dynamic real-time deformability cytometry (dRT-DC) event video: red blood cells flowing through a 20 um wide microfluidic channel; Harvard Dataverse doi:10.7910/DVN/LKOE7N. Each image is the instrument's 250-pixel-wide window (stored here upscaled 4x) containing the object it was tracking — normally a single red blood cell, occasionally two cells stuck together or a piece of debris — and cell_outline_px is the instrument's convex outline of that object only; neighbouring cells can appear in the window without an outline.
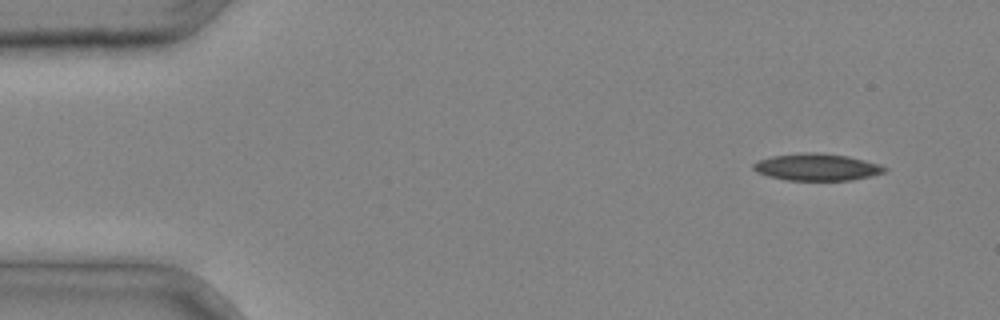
{"species": "common noctule bat (a hibernating species)", "species_latin": "Nyctalus noctula", "temperature_condition": "cold", "stored_images_in_passage": 3, "segment_of_instrument_passage": [2, 2], "camera_frame_rate_fps": 3000, "um_per_image_px": 0.085, "animal": {"sex": "male", "body_mass_g": 20.4}, "frame": {"image": 1, "passage_image": 3, "time_ms": 0.667, "image_size_px": [1000, 320], "cell_outline_px": [[888, 168], [884, 172], [872, 176], [852, 180], [788, 180], [768, 176], [756, 172], [752, 168], [752, 164], [756, 160], [772, 156], [800, 152], [816, 152], [848, 156], [880, 164]], "centroid_in_image_um": [69.41, 14.19], "position_along_channel_um": 15.6, "area_um2": 20.81}}